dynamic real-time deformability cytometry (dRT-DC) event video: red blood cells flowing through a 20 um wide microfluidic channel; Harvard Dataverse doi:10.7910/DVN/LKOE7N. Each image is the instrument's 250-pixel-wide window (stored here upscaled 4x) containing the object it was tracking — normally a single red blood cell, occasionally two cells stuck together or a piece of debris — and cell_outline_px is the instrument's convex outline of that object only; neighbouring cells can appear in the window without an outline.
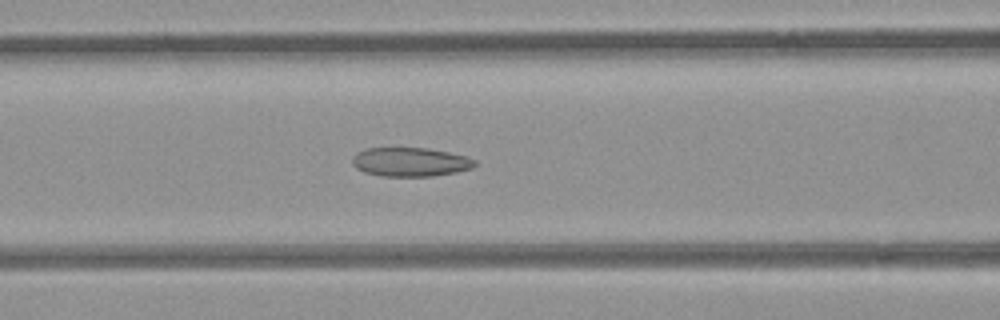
{"species": "common noctule bat (a hibernating species)", "species_latin": "Nyctalus noctula", "temperature_condition": "room temperature", "stored_images_in_passage": 38, "camera_frame_rate_fps": 3000, "um_per_image_px": 0.085, "animal": {"sex": "female", "body_mass_g": 21.9}, "frame": {"image": 1, "passage_image": 6, "time_ms": 1.667, "image_size_px": [1000, 320], "cell_outline_px": [[476, 164], [472, 168], [456, 172], [432, 176], [380, 176], [364, 172], [356, 168], [352, 164], [352, 156], [356, 152], [368, 148], [428, 148], [468, 156], [476, 160]], "centroid_in_image_um": [34.87, 13.76], "position_along_channel_um": 131.7, "area_um2": 20.81}}
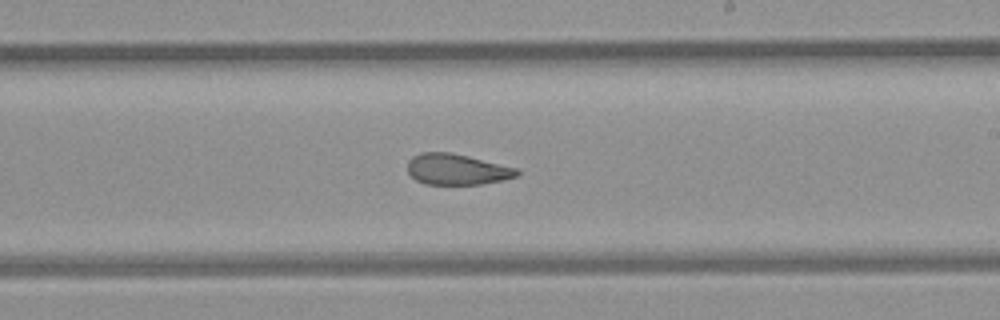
{"frame": {"image": 2, "passage_image": 15, "time_ms": 4.667, "image_size_px": [1000, 320], "cell_outline_px": [[520, 176], [504, 180], [480, 184], [424, 184], [416, 180], [408, 172], [408, 160], [412, 156], [420, 152], [452, 152], [520, 168]], "centroid_in_image_um": [38.88, 14.38], "position_along_channel_um": 250.1, "area_um2": 20.06}}
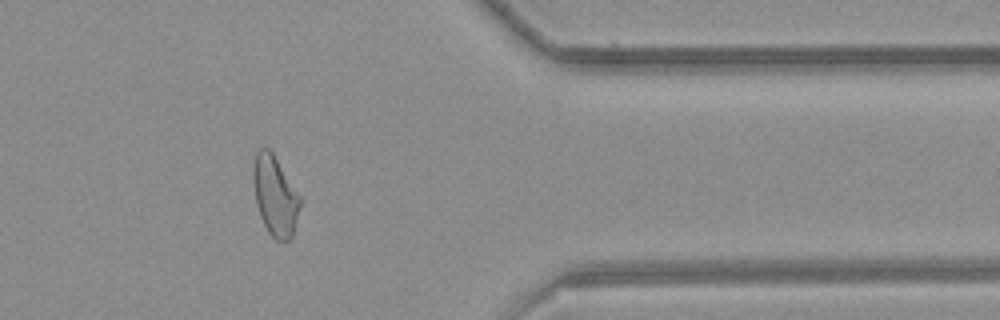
{"frame": {"image": 3, "passage_image": 27, "time_ms": 8.667, "image_size_px": [1000, 320], "cell_outline_px": [[300, 204], [292, 236], [288, 240], [276, 240], [268, 232], [260, 216], [256, 204], [252, 180], [252, 168], [256, 152], [260, 148], [268, 148], [272, 152], [300, 196]], "centroid_in_image_um": [23.34, 16.62], "position_along_channel_um": 388.1, "area_um2": 21.56}, "authors_computed_cell_mechanics": {"area_um2": 21.2415, "velocity_mm_per_s": 3.949, "shape_relaxation_time_tau1_ms": null, "shape_relaxation_time_tau2_ms": 2.2658, "deformation_change_tau1": null, "deformation_change_tau2": 0.0982}}